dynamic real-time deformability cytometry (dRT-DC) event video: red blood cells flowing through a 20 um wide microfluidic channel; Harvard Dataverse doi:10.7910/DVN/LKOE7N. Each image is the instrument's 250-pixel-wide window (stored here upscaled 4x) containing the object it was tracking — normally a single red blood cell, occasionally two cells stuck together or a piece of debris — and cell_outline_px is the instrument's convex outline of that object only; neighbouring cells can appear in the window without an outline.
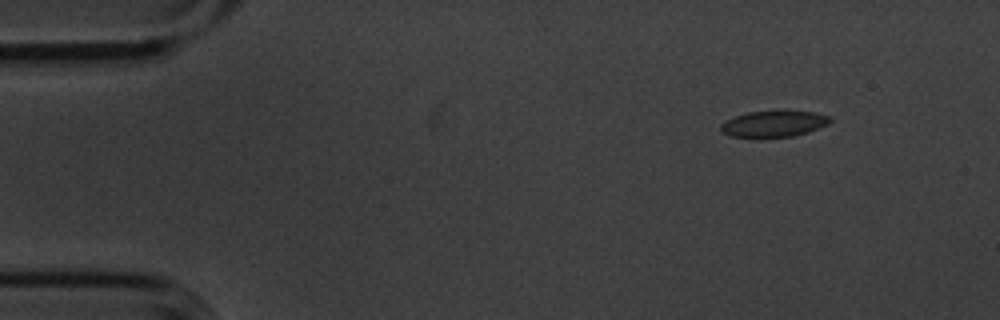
{"species": "common noctule bat (a hibernating species)", "species_latin": "Nyctalus noctula", "temperature_condition": "cold", "stored_images_in_passage": 3, "camera_frame_rate_fps": 3000, "um_per_image_px": 0.085, "animal": {"sex": "male", "body_mass_g": 20.1, "forearm_length_mm": 53.5}, "frame": {"image": 1, "passage_image": 1, "time_ms": 0.0, "image_size_px": [1000, 320], "cell_outline_px": [[832, 120], [828, 124], [808, 132], [792, 136], [756, 140], [728, 136], [720, 128], [720, 124], [736, 116], [748, 112], [788, 108], [816, 112], [832, 116]], "centroid_in_image_um": [65.8, 10.52], "position_along_channel_um": 19.2, "area_um2": 17.98}}